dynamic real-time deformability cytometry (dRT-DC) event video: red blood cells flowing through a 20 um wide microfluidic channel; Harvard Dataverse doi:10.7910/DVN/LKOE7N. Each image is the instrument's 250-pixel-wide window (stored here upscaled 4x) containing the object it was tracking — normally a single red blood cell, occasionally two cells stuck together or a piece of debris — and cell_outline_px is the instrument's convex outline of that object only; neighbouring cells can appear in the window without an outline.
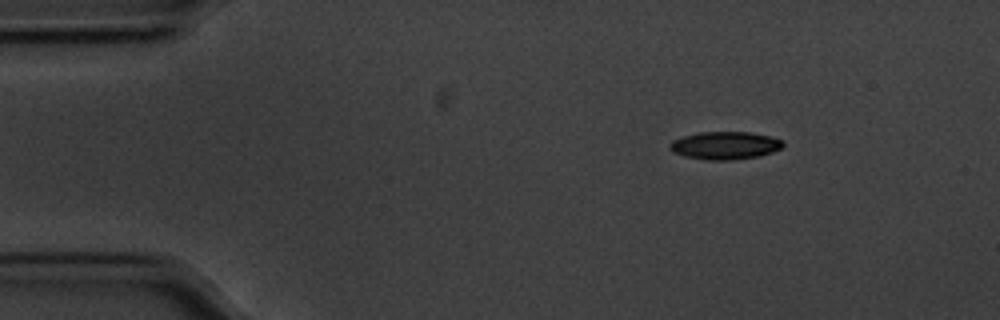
{"species": "common noctule bat (a hibernating species)", "species_latin": "Nyctalus noctula", "temperature_condition": "cold", "stored_images_in_passage": 49, "camera_frame_rate_fps": 3000, "um_per_image_px": 0.085, "animal": {"sex": "male", "body_mass_g": 20.1, "forearm_length_mm": 53.5}, "frame": {"image": 1, "passage_image": 1, "time_ms": 0.0, "image_size_px": [1000, 320], "cell_outline_px": [[784, 144], [780, 148], [772, 152], [760, 156], [732, 160], [708, 160], [684, 156], [672, 152], [668, 144], [672, 140], [684, 136], [700, 132], [752, 132], [784, 140]], "centroid_in_image_um": [61.62, 12.36], "position_along_channel_um": 23.4, "area_um2": 18.38}}
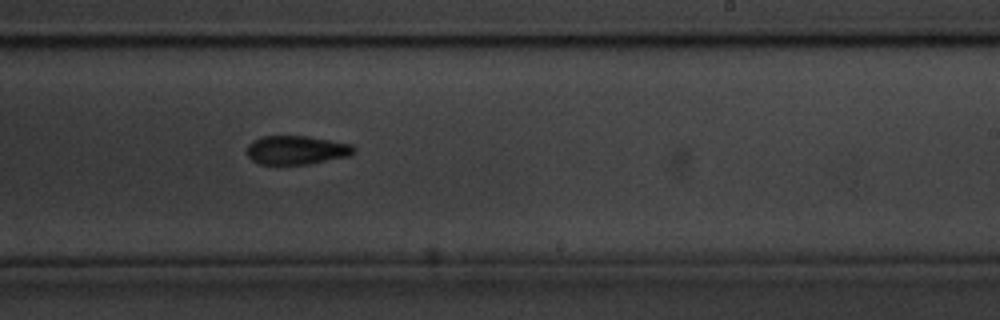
{"frame": {"image": 2, "passage_image": 27, "time_ms": 8.667, "image_size_px": [1000, 320], "cell_outline_px": [[356, 152], [348, 156], [308, 164], [260, 164], [252, 160], [248, 156], [248, 144], [252, 140], [264, 136], [308, 136], [352, 144], [356, 148]], "centroid_in_image_um": [25.22, 12.75], "position_along_channel_um": 263.8, "area_um2": 17.92}}
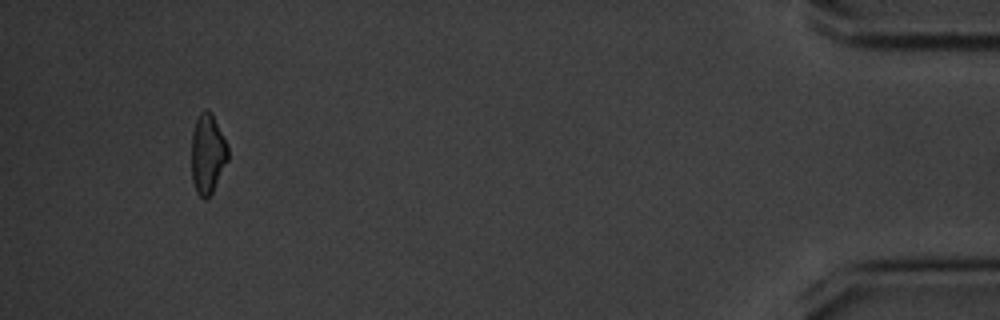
{"frame": {"image": 3, "passage_image": 46, "time_ms": 15.0, "image_size_px": [1000, 320], "cell_outline_px": [[228, 160], [212, 192], [204, 200], [196, 192], [192, 180], [192, 132], [196, 120], [200, 112], [204, 108], [208, 108], [212, 112], [228, 144]], "centroid_in_image_um": [17.65, 13.03], "position_along_channel_um": 417.5, "area_um2": 17.11}, "authors_computed_cell_mechanics": {"area_um2": 18.2648, "velocity_mm_per_s": 3.5586, "shape_relaxation_time_tau1_ms": 3.9839, "shape_relaxation_time_tau2_ms": null, "deformation_change_tau1": 0.1269, "deformation_change_tau2": null}}